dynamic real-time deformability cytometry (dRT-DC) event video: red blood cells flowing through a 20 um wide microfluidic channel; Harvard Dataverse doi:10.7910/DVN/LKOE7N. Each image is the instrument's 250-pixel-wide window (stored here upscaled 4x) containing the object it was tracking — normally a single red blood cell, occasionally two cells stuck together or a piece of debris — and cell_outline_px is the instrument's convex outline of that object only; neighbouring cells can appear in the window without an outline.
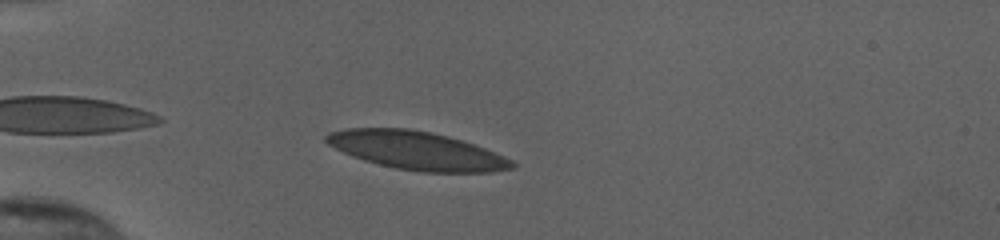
{"species": "human", "species_latin": "Homo sapiens", "temperature_condition": "cold", "stored_images_in_passage": 41, "camera_frame_rate_fps": 3000, "um_per_image_px": 0.085, "donor": {"sex": "female"}, "frame": {"image": 1, "passage_image": 3, "time_ms": 0.667, "image_size_px": [1000, 240], "cell_outline_px": [[516, 168], [492, 172], [420, 172], [396, 168], [364, 160], [352, 156], [328, 144], [324, 140], [324, 136], [328, 132], [344, 128], [408, 128], [448, 136], [484, 148], [504, 156], [512, 160], [516, 164]], "centroid_in_image_um": [35.41, 12.8], "position_along_channel_um": 49.6, "area_um2": 41.21}}
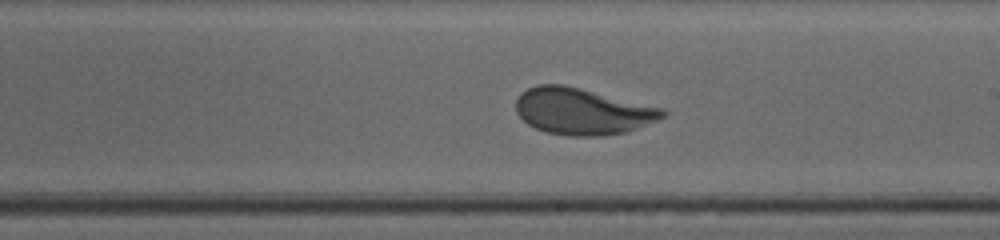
{"frame": {"image": 2, "passage_image": 20, "time_ms": 6.333, "image_size_px": [1000, 240], "cell_outline_px": [[668, 112], [664, 116], [656, 120], [628, 132], [604, 136], [568, 136], [548, 132], [536, 128], [528, 124], [516, 112], [516, 100], [520, 92], [536, 84], [564, 84], [664, 108]], "centroid_in_image_um": [49.5, 9.46], "position_along_channel_um": 239.5, "area_um2": 39.88}}
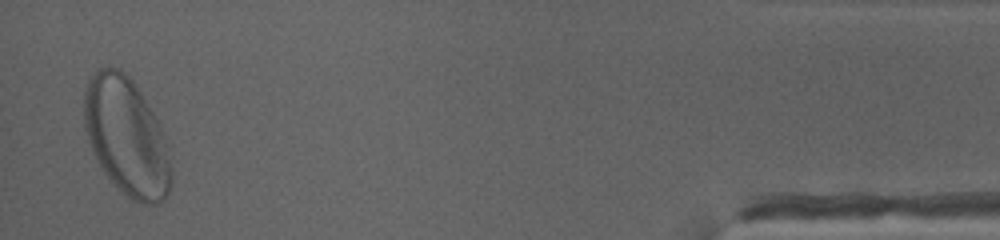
{"frame": {"image": 3, "passage_image": 40, "time_ms": 13.0, "image_size_px": [1000, 240], "cell_outline_px": [[172, 184], [164, 200], [156, 204], [140, 204], [124, 196], [104, 172], [92, 152], [84, 128], [84, 88], [88, 80], [96, 68], [120, 68], [132, 80], [140, 92], [152, 112], [168, 144], [172, 168]], "centroid_in_image_um": [10.75, 11.65], "position_along_channel_um": 424.4, "area_um2": 60.17}, "authors_computed_cell_mechanics": {"area_um2": 40.0554, "velocity_mm_per_s": 3.8144, "shape_relaxation_time_tau1_ms": 2.7993, "shape_relaxation_time_tau2_ms": null, "deformation_change_tau1": 0.16, "deformation_change_tau2": null}}